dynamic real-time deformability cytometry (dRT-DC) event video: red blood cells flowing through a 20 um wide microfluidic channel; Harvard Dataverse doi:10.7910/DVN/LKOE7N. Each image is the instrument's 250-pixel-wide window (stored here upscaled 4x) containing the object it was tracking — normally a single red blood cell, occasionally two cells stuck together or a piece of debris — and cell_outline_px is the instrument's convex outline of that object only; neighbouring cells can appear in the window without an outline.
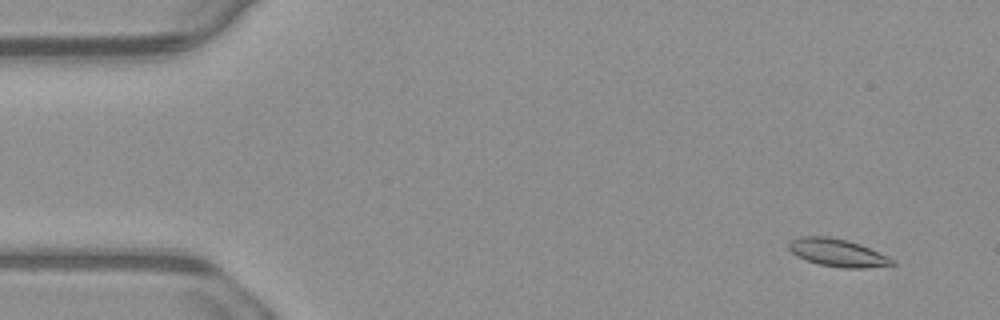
{"species": "common noctule bat (a hibernating species)", "species_latin": "Nyctalus noctula", "temperature_condition": "warm", "stored_images_in_passage": 8, "camera_frame_rate_fps": 3000, "um_per_image_px": 0.085, "animal": {"sex": "male", "body_mass_g": 23.1, "forearm_length_mm": 52.7}, "frame": {"image": 1, "passage_image": 1, "time_ms": 0.0, "image_size_px": [1000, 320], "cell_outline_px": [[896, 264], [864, 268], [844, 268], [820, 264], [796, 256], [788, 248], [788, 244], [792, 240], [800, 236], [828, 236], [848, 240], [860, 244], [888, 256], [896, 260]], "centroid_in_image_um": [71.21, 21.47], "position_along_channel_um": 13.8, "area_um2": 16.65}}
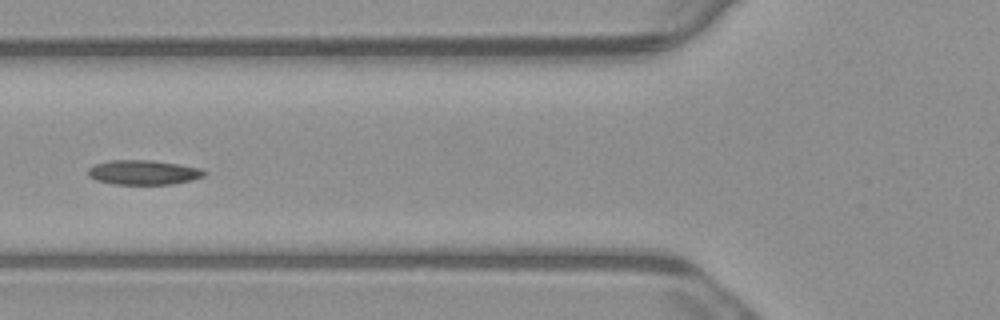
{"frame": {"image": 2, "passage_image": 5, "time_ms": 1.333, "image_size_px": [1000, 320], "cell_outline_px": [[208, 172], [204, 176], [172, 184], [112, 184], [96, 180], [88, 176], [88, 168], [96, 164], [108, 160], [152, 160], [180, 164], [200, 168]], "centroid_in_image_um": [12.17, 14.64], "position_along_channel_um": 113.6, "area_um2": 16.65}}
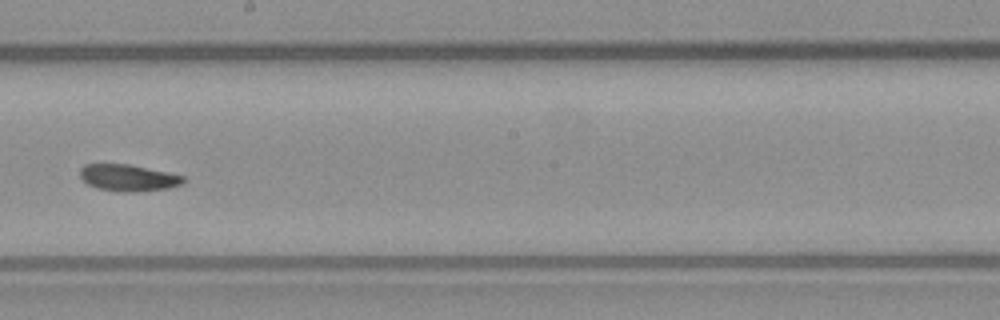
{"frame": {"image": 3, "passage_image": 8, "time_ms": 2.333, "image_size_px": [1000, 320], "cell_outline_px": [[184, 184], [168, 188], [128, 192], [116, 192], [96, 188], [88, 184], [80, 176], [80, 168], [84, 164], [128, 164], [168, 172], [184, 176]], "centroid_in_image_um": [10.89, 15.11], "position_along_channel_um": 237.3, "area_um2": 16.07}}